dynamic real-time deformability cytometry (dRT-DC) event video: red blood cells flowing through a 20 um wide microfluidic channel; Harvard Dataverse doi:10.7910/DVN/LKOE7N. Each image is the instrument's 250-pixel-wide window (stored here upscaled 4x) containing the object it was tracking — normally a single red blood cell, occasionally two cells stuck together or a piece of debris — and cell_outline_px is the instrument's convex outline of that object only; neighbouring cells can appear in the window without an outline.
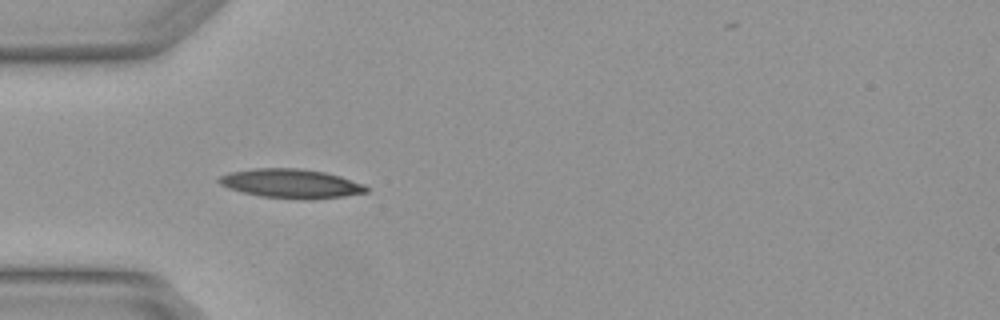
{"species": "Egyptian fruit bat (a non-hibernating species)", "species_latin": "Rousettus aegyptiacus", "temperature_condition": "warm", "stored_images_in_passage": 4, "camera_frame_rate_fps": 3000, "um_per_image_px": 0.085, "animal": {"sex": "female"}, "frame": {"image": 1, "passage_image": 3, "time_ms": 0.667, "image_size_px": [1000, 320], "cell_outline_px": [[368, 192], [344, 196], [304, 200], [260, 196], [228, 188], [220, 184], [216, 180], [220, 176], [228, 172], [252, 168], [300, 168], [324, 172], [340, 176], [364, 184], [368, 188]], "centroid_in_image_um": [24.72, 15.6], "position_along_channel_um": 60.3, "area_um2": 25.09}}
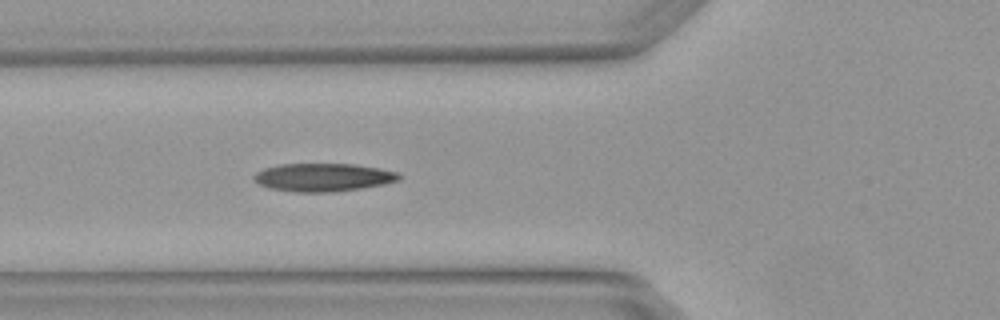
{"frame": {"image": 2, "passage_image": 4, "time_ms": 1.0, "image_size_px": [1000, 320], "cell_outline_px": [[400, 180], [384, 184], [360, 188], [332, 192], [296, 192], [268, 188], [260, 184], [252, 176], [256, 172], [264, 168], [280, 164], [356, 164], [380, 168], [400, 172]], "centroid_in_image_um": [27.49, 15.07], "position_along_channel_um": 98.3, "area_um2": 23.81}}